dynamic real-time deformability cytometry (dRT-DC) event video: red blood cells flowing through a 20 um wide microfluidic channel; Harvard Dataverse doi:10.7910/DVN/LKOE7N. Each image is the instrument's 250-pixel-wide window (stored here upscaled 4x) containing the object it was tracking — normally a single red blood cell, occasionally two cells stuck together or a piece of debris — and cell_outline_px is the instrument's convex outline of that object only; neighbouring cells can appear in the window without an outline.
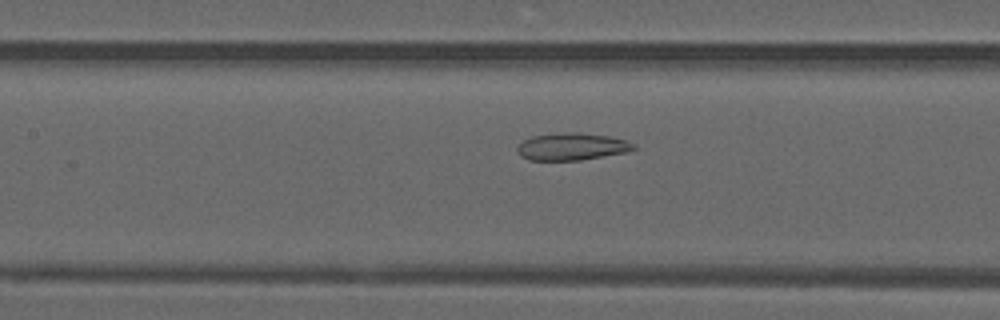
{"species": "common noctule bat (a hibernating species)", "species_latin": "Nyctalus noctula", "temperature_condition": "warm", "stored_images_in_passage": 17, "camera_frame_rate_fps": 3000, "um_per_image_px": 0.085, "animal": {"sex": "male", "forearm_length_mm": 52.5}, "frame": {"image": 1, "passage_image": 15, "time_ms": 4.667, "image_size_px": [1000, 320], "cell_outline_px": [[636, 148], [624, 152], [580, 160], [528, 160], [520, 156], [516, 152], [516, 148], [524, 140], [532, 136], [572, 132], [576, 132], [612, 136], [636, 144]], "centroid_in_image_um": [48.58, 12.46], "position_along_channel_um": 158.8, "area_um2": 18.32}}